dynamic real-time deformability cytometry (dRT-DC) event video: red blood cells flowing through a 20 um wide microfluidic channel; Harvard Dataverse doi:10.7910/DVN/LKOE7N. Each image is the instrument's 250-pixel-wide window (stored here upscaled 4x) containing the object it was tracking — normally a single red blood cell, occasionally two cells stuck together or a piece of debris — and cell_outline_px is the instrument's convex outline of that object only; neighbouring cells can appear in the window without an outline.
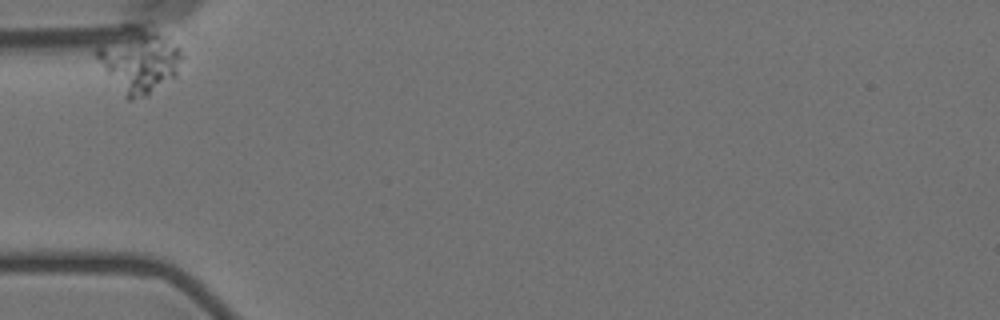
{"species": "Egyptian fruit bat (a non-hibernating species)", "species_latin": "Rousettus aegyptiacus", "temperature_condition": "room temperature", "stored_images_in_passage": 6, "camera_frame_rate_fps": 3000, "um_per_image_px": 0.085, "animal": {"sex": "female"}, "frame": {"image": 1, "passage_image": 1, "time_ms": 0.0, "image_size_px": [1000, 320], "cell_outline_px": [[184, 56], [176, 80], [144, 96], [132, 100], [128, 100], [124, 96], [92, 52], [96, 48], [144, 32], [168, 36], [180, 48]], "centroid_in_image_um": [11.99, 5.38], "position_along_channel_um": 73.0, "area_um2": 29.25}}
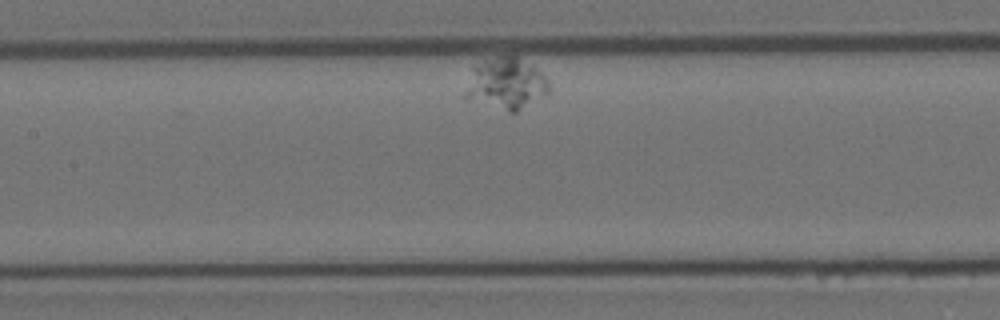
{"frame": {"image": 2, "passage_image": 4, "time_ms": 4.333, "image_size_px": [1000, 320], "cell_outline_px": [[548, 92], [516, 112], [508, 112], [464, 96], [464, 92], [472, 68], [484, 60], [496, 56], [516, 56], [540, 72], [548, 80]], "centroid_in_image_um": [42.99, 7.09], "position_along_channel_um": 164.4, "area_um2": 24.33}}
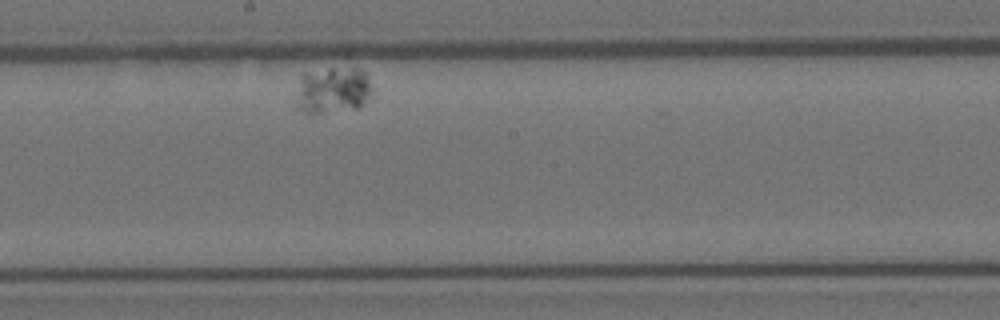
{"frame": {"image": 3, "passage_image": 6, "time_ms": 6.667, "image_size_px": [1000, 320], "cell_outline_px": [[372, 92], [356, 108], [320, 112], [308, 112], [300, 108], [296, 104], [296, 100], [300, 76], [304, 72], [328, 68], [360, 68], [368, 76], [372, 88]], "centroid_in_image_um": [28.28, 7.61], "position_along_channel_um": 219.9, "area_um2": 20.23}}